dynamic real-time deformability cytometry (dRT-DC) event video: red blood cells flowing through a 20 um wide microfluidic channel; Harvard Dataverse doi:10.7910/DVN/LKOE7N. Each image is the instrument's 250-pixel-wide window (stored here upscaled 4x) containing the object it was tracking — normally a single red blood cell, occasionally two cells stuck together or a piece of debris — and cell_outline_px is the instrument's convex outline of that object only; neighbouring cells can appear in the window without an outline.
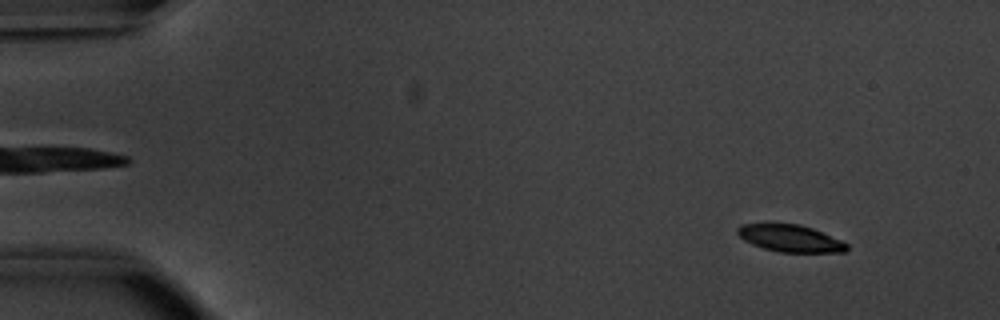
{"species": "common noctule bat (a hibernating species)", "species_latin": "Nyctalus noctula", "temperature_condition": "warm", "stored_images_in_passage": 53, "camera_frame_rate_fps": 3000, "um_per_image_px": 0.085, "animal": {"sex": "male", "body_mass_g": 20.1, "forearm_length_mm": 53.5}, "frame": {"image": 1, "passage_image": 5, "time_ms": 1.333, "image_size_px": [1000, 320], "cell_outline_px": [[848, 248], [844, 252], [780, 252], [764, 248], [752, 244], [744, 240], [736, 232], [736, 228], [740, 224], [764, 220], [800, 224], [812, 228], [840, 240], [848, 244]], "centroid_in_image_um": [67.06, 20.19], "position_along_channel_um": 17.9, "area_um2": 17.92}}
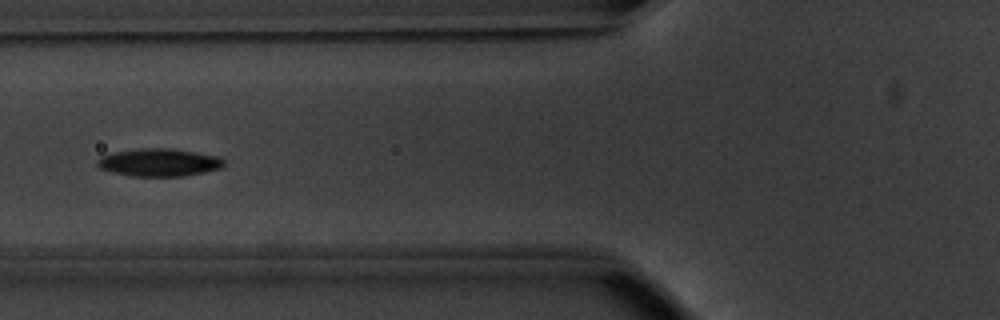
{"frame": {"image": 2, "passage_image": 21, "time_ms": 6.667, "image_size_px": [1000, 320], "cell_outline_px": [[224, 164], [220, 168], [204, 172], [184, 176], [132, 176], [112, 172], [100, 168], [96, 164], [96, 160], [100, 156], [112, 152], [140, 148], [168, 148], [216, 156], [224, 160]], "centroid_in_image_um": [13.45, 13.81], "position_along_channel_um": 112.3, "area_um2": 20.35}}
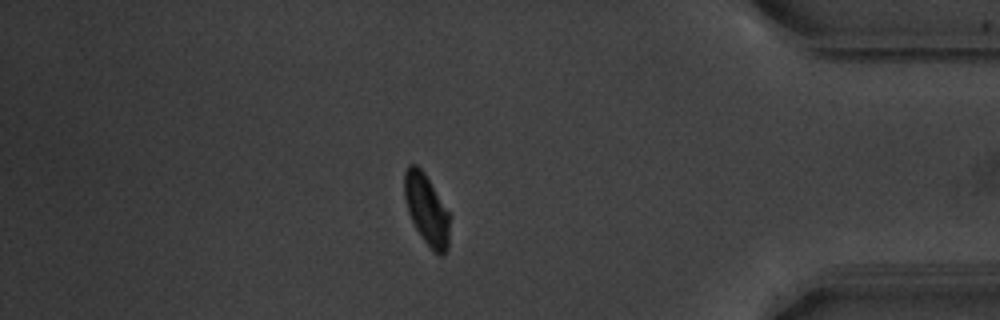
{"frame": {"image": 3, "passage_image": 46, "time_ms": 15.0, "image_size_px": [1000, 320], "cell_outline_px": [[448, 248], [440, 256], [420, 236], [408, 212], [404, 200], [404, 172], [408, 164], [416, 164], [424, 172], [448, 212]], "centroid_in_image_um": [36.21, 17.76], "position_along_channel_um": 399.0, "area_um2": 18.15}, "authors_computed_cell_mechanics": {"area_um2": 19.2474, "velocity_mm_per_s": 3.8025, "shape_relaxation_time_tau1_ms": 2.0975, "shape_relaxation_time_tau2_ms": null, "deformation_change_tau1": 0.1291, "deformation_change_tau2": null}}